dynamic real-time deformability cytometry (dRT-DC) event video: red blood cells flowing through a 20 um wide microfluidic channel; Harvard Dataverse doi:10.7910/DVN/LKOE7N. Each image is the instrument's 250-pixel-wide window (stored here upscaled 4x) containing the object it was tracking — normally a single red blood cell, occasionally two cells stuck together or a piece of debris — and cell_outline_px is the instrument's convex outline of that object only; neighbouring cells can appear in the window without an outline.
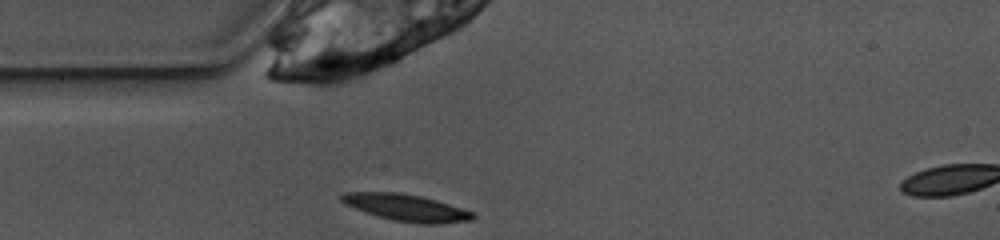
{"species": "common noctule bat (a hibernating species)", "species_latin": "Nyctalus noctula", "temperature_condition": "warm", "stored_images_in_passage": 37, "camera_frame_rate_fps": 3000, "um_per_image_px": 0.085, "animal": {"sex": "female", "body_mass_g": 10.0, "forearm_length_mm": 53.1}, "frame": {"image": 1, "passage_image": 1, "time_ms": 0.0, "image_size_px": [1000, 240], "cell_outline_px": [[476, 216], [472, 220], [436, 224], [428, 224], [392, 220], [356, 208], [340, 200], [340, 196], [344, 192], [400, 192], [420, 196], [436, 200], [472, 212]], "centroid_in_image_um": [34.55, 17.64], "position_along_channel_um": 50.4, "area_um2": 20.0}}
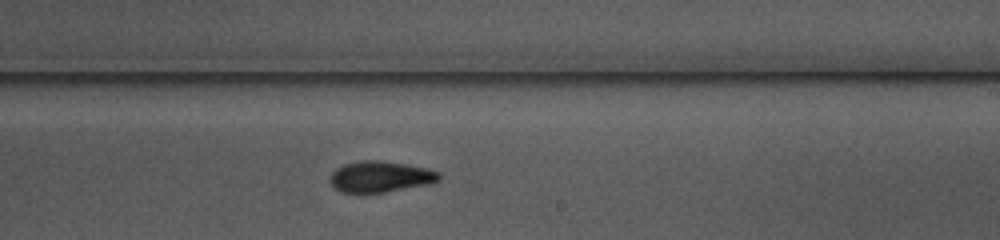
{"frame": {"image": 2, "passage_image": 17, "time_ms": 5.333, "image_size_px": [1000, 240], "cell_outline_px": [[440, 180], [428, 184], [384, 192], [340, 192], [328, 180], [332, 172], [336, 168], [344, 164], [364, 160], [380, 160], [408, 164], [440, 172]], "centroid_in_image_um": [32.32, 15.0], "position_along_channel_um": 256.7, "area_um2": 19.59}}
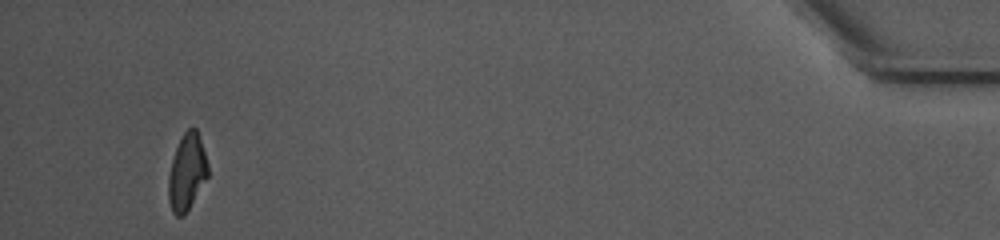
{"frame": {"image": 3, "passage_image": 36, "time_ms": 11.667, "image_size_px": [1000, 240], "cell_outline_px": [[208, 176], [184, 216], [176, 216], [172, 212], [168, 200], [168, 176], [172, 160], [176, 148], [184, 132], [188, 128], [196, 128], [208, 164]], "centroid_in_image_um": [15.87, 14.66], "position_along_channel_um": 419.3, "area_um2": 17.4}}